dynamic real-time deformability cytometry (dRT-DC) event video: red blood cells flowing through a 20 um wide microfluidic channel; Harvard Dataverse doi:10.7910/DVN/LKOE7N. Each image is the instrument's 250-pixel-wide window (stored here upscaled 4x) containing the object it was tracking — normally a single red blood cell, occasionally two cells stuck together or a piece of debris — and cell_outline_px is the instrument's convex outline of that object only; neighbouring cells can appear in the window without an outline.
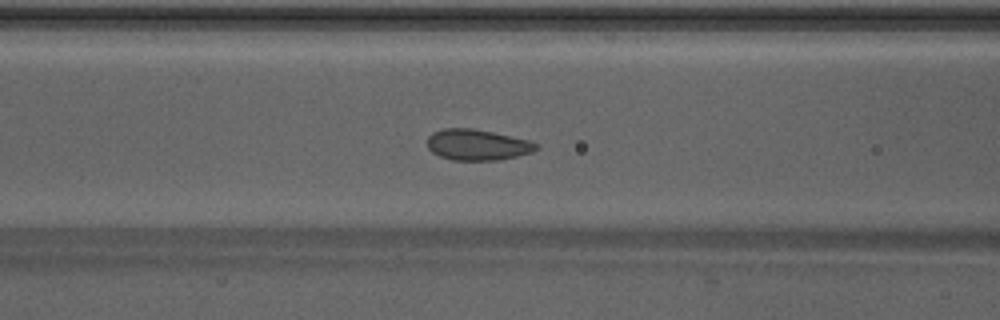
{"species": "Egyptian fruit bat (a non-hibernating species)", "species_latin": "Rousettus aegyptiacus", "temperature_condition": "warm", "stored_images_in_passage": 50, "camera_frame_rate_fps": 3000, "um_per_image_px": 0.085, "animal": {"sex": "male"}, "frame": {"image": 1, "passage_image": 21, "time_ms": 6.667, "image_size_px": [1000, 320], "cell_outline_px": [[540, 148], [532, 152], [500, 160], [452, 160], [440, 156], [432, 152], [428, 148], [428, 136], [432, 132], [444, 128], [472, 128], [532, 140], [540, 144]], "centroid_in_image_um": [40.61, 12.3], "position_along_channel_um": 126.0, "area_um2": 19.83}}
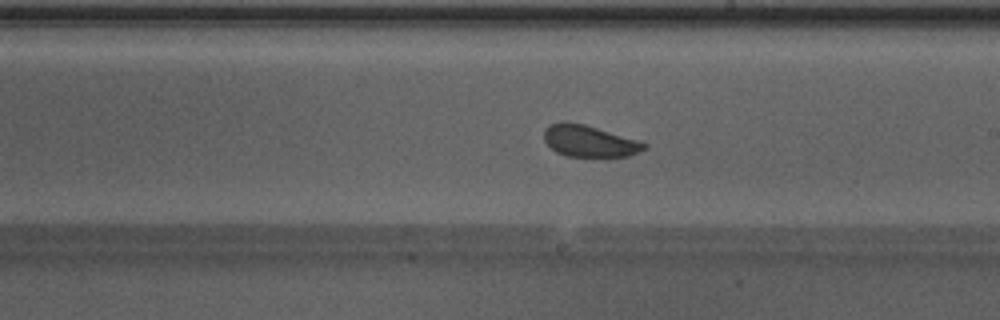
{"frame": {"image": 2, "passage_image": 29, "time_ms": 9.333, "image_size_px": [1000, 320], "cell_outline_px": [[648, 144], [644, 148], [628, 156], [568, 156], [556, 152], [544, 140], [544, 128], [560, 120], [564, 120], [584, 124], [640, 140]], "centroid_in_image_um": [50.06, 11.96], "position_along_channel_um": 238.9, "area_um2": 18.38}}
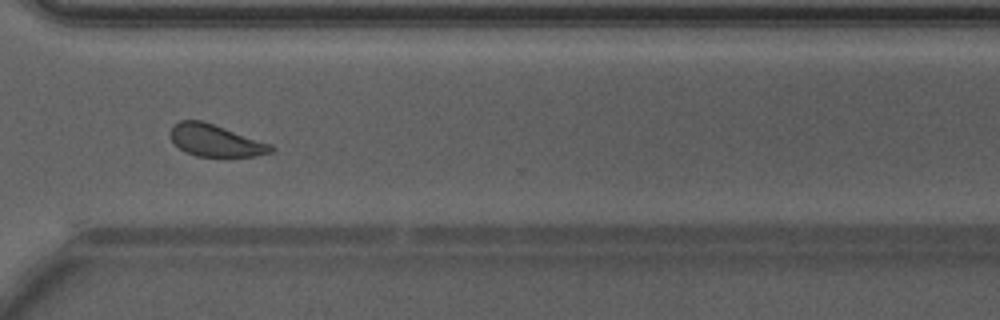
{"frame": {"image": 3, "passage_image": 37, "time_ms": 12.0, "image_size_px": [1000, 320], "cell_outline_px": [[276, 148], [272, 152], [256, 156], [196, 156], [184, 152], [172, 140], [172, 128], [180, 120], [200, 120], [272, 144]], "centroid_in_image_um": [18.36, 11.96], "position_along_channel_um": 352.2, "area_um2": 18.38}}